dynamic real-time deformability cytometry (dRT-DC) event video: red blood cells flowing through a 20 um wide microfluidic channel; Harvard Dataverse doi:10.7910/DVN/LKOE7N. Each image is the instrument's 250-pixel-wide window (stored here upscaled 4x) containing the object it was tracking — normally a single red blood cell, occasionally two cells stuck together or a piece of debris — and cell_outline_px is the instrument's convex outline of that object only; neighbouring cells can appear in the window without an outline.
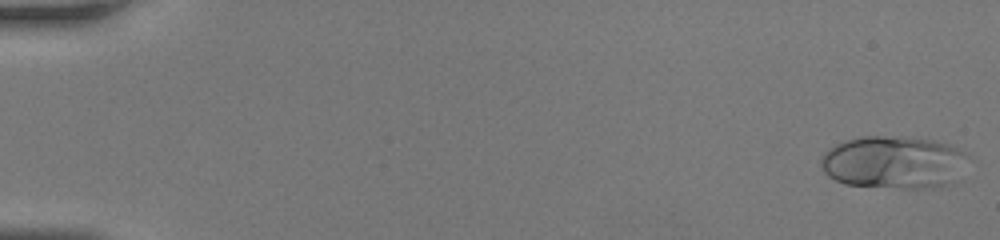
{"species": "human", "species_latin": "Homo sapiens", "temperature_condition": "room temperature", "stored_images_in_passage": 45, "camera_frame_rate_fps": 3000, "um_per_image_px": 0.085, "donor": {"sex": "female"}, "frame": {"image": 1, "passage_image": 1, "time_ms": 0.0, "image_size_px": [1000, 240], "cell_outline_px": [[968, 156], [956, 180], [952, 184], [940, 188], [900, 188], [844, 184], [828, 176], [824, 172], [820, 164], [820, 160], [824, 152], [828, 148], [844, 140], [860, 136], [900, 136], [936, 140], [948, 144], [964, 152]], "centroid_in_image_um": [75.95, 13.79], "position_along_channel_um": 9.1, "area_um2": 45.72}}
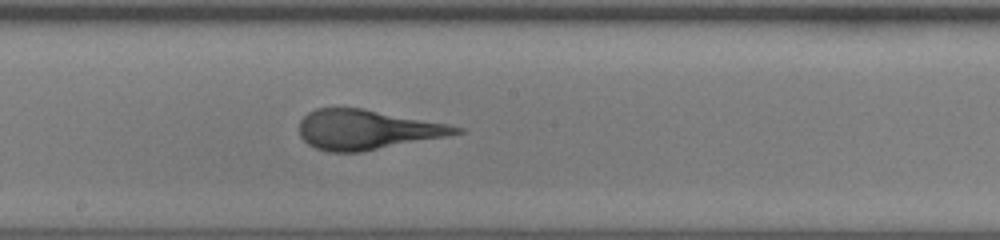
{"frame": {"image": 2, "passage_image": 26, "time_ms": 8.333, "image_size_px": [1000, 240], "cell_outline_px": [[464, 132], [448, 136], [360, 152], [328, 152], [316, 148], [308, 144], [300, 136], [300, 120], [308, 112], [316, 108], [360, 108], [448, 124], [464, 128]], "centroid_in_image_um": [31.18, 11.03], "position_along_channel_um": 217.0, "area_um2": 36.01}}
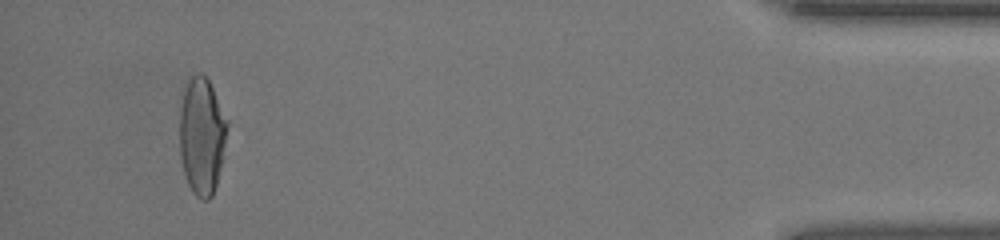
{"frame": {"image": 3, "passage_image": 43, "time_ms": 14.0, "image_size_px": [1000, 240], "cell_outline_px": [[228, 124], [224, 156], [216, 184], [212, 196], [208, 200], [200, 200], [192, 192], [188, 184], [184, 172], [180, 156], [180, 108], [184, 92], [188, 80], [192, 76], [200, 72], [208, 80], [228, 120]], "centroid_in_image_um": [17.17, 11.59], "position_along_channel_um": 418.0, "area_um2": 32.54}}